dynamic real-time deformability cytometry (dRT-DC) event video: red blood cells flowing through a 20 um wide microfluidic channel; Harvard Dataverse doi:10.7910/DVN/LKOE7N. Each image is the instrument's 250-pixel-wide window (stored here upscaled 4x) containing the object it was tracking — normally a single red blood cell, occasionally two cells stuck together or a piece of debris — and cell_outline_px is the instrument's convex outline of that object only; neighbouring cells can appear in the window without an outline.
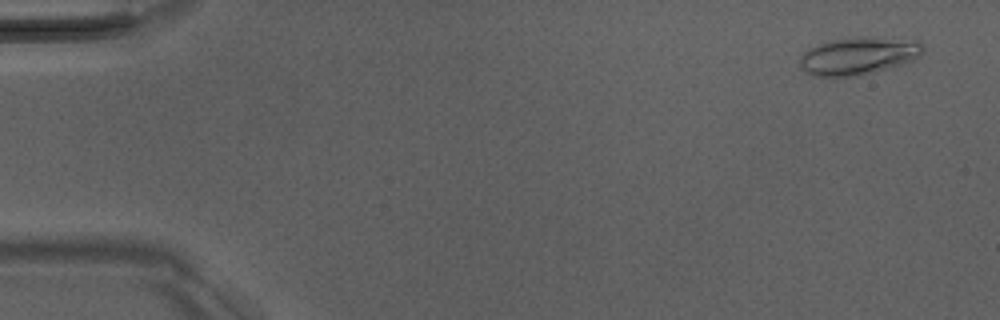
{"species": "Egyptian fruit bat (a non-hibernating species)", "species_latin": "Rousettus aegyptiacus", "temperature_condition": "room temperature", "stored_images_in_passage": 51, "camera_frame_rate_fps": 3000, "um_per_image_px": 0.085, "animal": {"sex": "male"}, "frame": {"image": 1, "passage_image": 3, "time_ms": 0.667, "image_size_px": [1000, 320], "cell_outline_px": [[924, 52], [920, 56], [912, 60], [900, 64], [872, 72], [856, 76], [816, 76], [804, 72], [800, 68], [800, 56], [804, 52], [820, 44], [832, 40], [860, 36], [872, 36], [920, 40], [924, 48]], "centroid_in_image_um": [73.0, 4.73], "position_along_channel_um": 12.0, "area_um2": 26.99}}
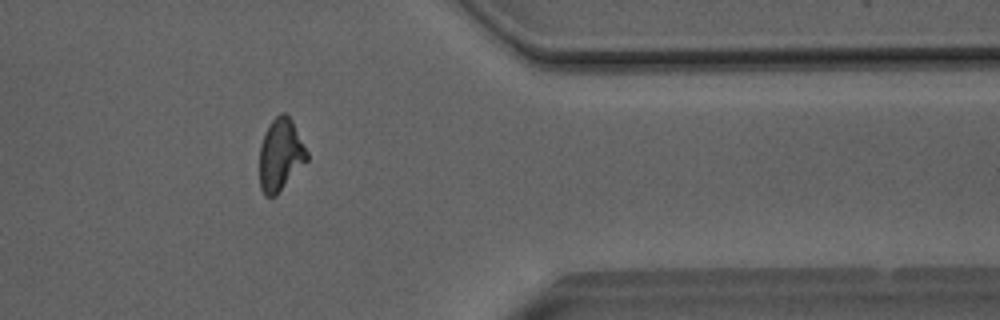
{"frame": {"image": 2, "passage_image": 42, "time_ms": 13.667, "image_size_px": [1000, 320], "cell_outline_px": [[308, 160], [276, 196], [264, 196], [260, 188], [260, 144], [264, 132], [272, 120], [280, 112], [284, 112], [292, 120], [308, 152]], "centroid_in_image_um": [23.84, 13.16], "position_along_channel_um": 387.6, "area_um2": 20.06}}
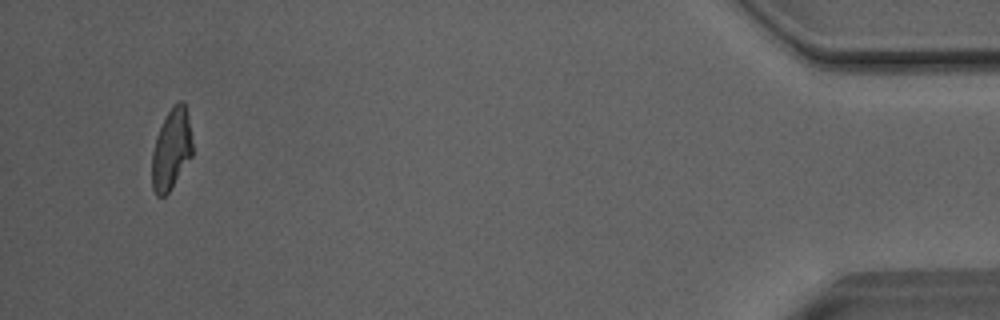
{"frame": {"image": 3, "passage_image": 49, "time_ms": 16.0, "image_size_px": [1000, 320], "cell_outline_px": [[192, 156], [168, 192], [164, 196], [156, 196], [152, 188], [152, 152], [156, 136], [172, 104], [180, 100], [184, 100], [188, 116], [192, 144]], "centroid_in_image_um": [14.56, 12.66], "position_along_channel_um": 420.6, "area_um2": 18.96}, "authors_computed_cell_mechanics": {"area_um2": 20.4034, "velocity_mm_per_s": 4.0447, "shape_relaxation_time_tau1_ms": 5.2062, "shape_relaxation_time_tau2_ms": 1.8745, "deformation_change_tau1": 0.2053, "deformation_change_tau2": 0.0996}}